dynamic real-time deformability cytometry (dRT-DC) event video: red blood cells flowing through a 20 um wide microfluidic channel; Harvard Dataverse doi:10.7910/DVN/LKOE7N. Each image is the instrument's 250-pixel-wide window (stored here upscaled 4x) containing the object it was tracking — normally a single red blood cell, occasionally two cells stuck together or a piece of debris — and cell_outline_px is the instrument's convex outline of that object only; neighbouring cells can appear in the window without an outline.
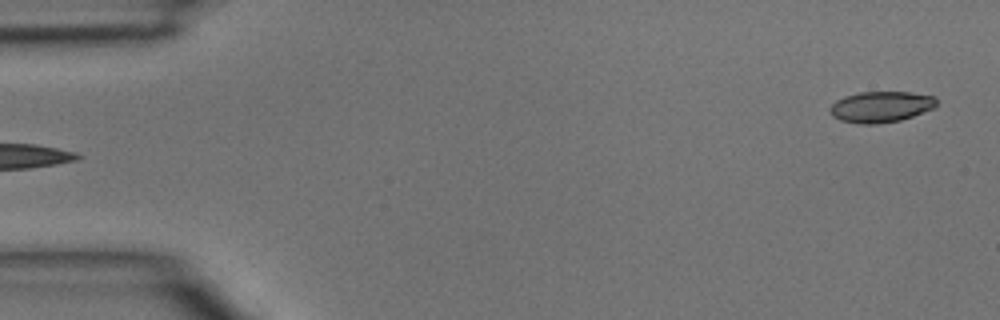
{"species": "common noctule bat (a hibernating species)", "species_latin": "Nyctalus noctula", "temperature_condition": "room temperature", "stored_images_in_passage": 4, "segment_of_instrument_passage": [2, 2], "camera_frame_rate_fps": 3000, "um_per_image_px": 0.085, "animal": {"sex": "male", "body_mass_g": 15.6}, "frame": {"image": 1, "passage_image": 4, "time_ms": 1.0, "image_size_px": [1000, 320], "cell_outline_px": [[936, 104], [932, 108], [912, 116], [900, 120], [876, 124], [860, 124], [840, 120], [832, 116], [828, 108], [836, 100], [844, 96], [860, 92], [908, 92], [936, 96]], "centroid_in_image_um": [74.83, 9.07], "position_along_channel_um": 10.2, "area_um2": 19.19}}